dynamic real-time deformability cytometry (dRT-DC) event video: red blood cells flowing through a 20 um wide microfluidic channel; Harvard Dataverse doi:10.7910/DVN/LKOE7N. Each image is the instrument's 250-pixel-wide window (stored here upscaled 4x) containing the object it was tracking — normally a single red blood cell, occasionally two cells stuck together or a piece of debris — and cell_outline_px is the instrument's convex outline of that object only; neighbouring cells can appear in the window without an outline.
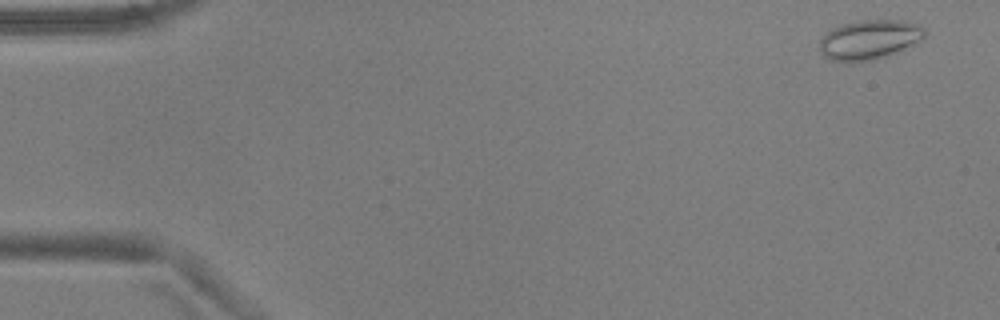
{"species": "common noctule bat (a hibernating species)", "species_latin": "Nyctalus noctula", "temperature_condition": "warm", "stored_images_in_passage": 53, "camera_frame_rate_fps": 3000, "um_per_image_px": 0.085, "animal": {"sex": "male", "body_mass_g": 17.9, "forearm_length_mm": 54.2}, "frame": {"image": 1, "passage_image": 1, "time_ms": 0.0, "image_size_px": [1000, 320], "cell_outline_px": [[924, 40], [888, 56], [876, 60], [832, 60], [824, 56], [820, 52], [820, 40], [832, 28], [840, 24], [860, 20], [900, 20], [920, 24], [924, 28]], "centroid_in_image_um": [73.94, 3.35], "position_along_channel_um": 11.1, "area_um2": 24.16}}
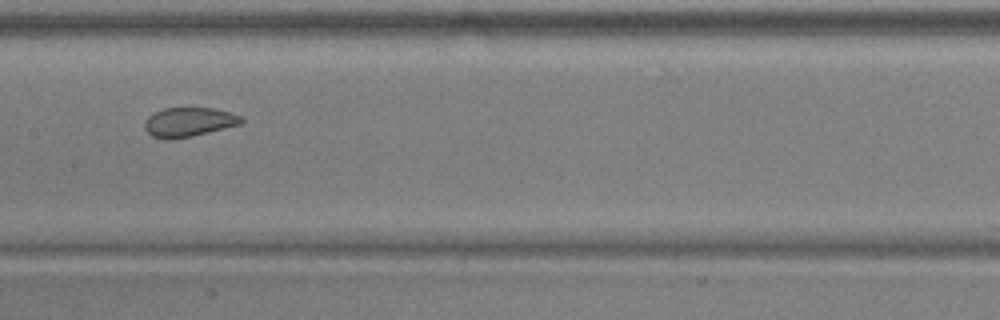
{"frame": {"image": 2, "passage_image": 26, "time_ms": 8.333, "image_size_px": [1000, 320], "cell_outline_px": [[244, 120], [240, 124], [192, 136], [168, 140], [152, 136], [144, 128], [144, 120], [148, 116], [164, 108], [212, 108], [232, 112], [244, 116]], "centroid_in_image_um": [16.06, 10.37], "position_along_channel_um": 191.3, "area_um2": 16.53}}
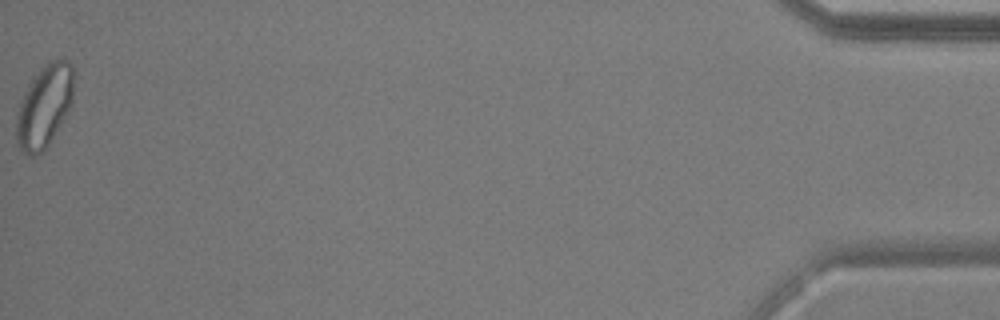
{"frame": {"image": 3, "passage_image": 53, "time_ms": 17.333, "image_size_px": [1000, 320], "cell_outline_px": [[76, 72], [72, 100], [68, 112], [44, 152], [36, 156], [32, 156], [24, 152], [20, 148], [16, 140], [16, 116], [20, 100], [28, 84], [40, 68], [48, 60], [68, 60], [72, 64]], "centroid_in_image_um": [3.79, 9.0], "position_along_channel_um": 431.4, "area_um2": 28.09}, "authors_computed_cell_mechanics": {"area_um2": 20.23, "velocity_mm_per_s": 3.7147, "shape_relaxation_time_tau1_ms": null, "shape_relaxation_time_tau2_ms": 0.981, "deformation_change_tau1": null, "deformation_change_tau2": 0.0393}}